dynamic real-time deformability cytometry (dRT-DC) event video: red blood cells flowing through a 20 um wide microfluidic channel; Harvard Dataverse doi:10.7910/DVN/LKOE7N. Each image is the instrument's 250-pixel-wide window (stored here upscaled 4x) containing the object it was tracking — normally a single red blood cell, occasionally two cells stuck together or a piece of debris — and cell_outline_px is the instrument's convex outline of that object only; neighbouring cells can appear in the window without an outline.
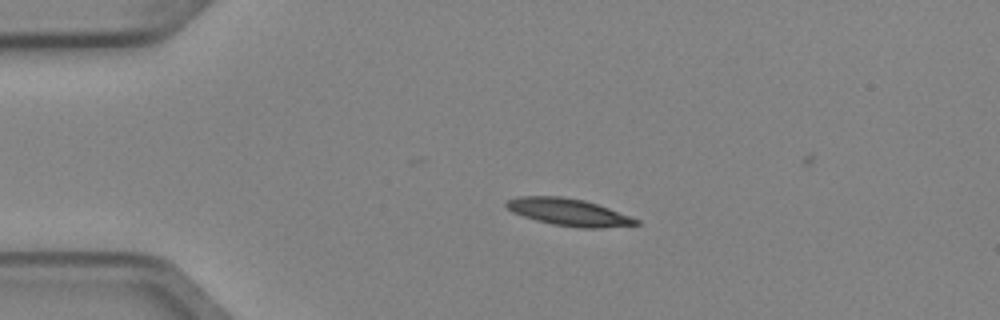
{"species": "Egyptian fruit bat (a non-hibernating species)", "species_latin": "Rousettus aegyptiacus", "temperature_condition": "cold", "stored_images_in_passage": 5, "camera_frame_rate_fps": 3000, "um_per_image_px": 0.085, "animal": {"sex": "female"}, "frame": {"image": 1, "passage_image": 3, "time_ms": 0.667, "image_size_px": [1000, 320], "cell_outline_px": [[640, 224], [600, 228], [576, 228], [552, 224], [536, 220], [512, 212], [504, 204], [508, 200], [520, 196], [560, 196], [584, 200], [608, 208], [640, 220]], "centroid_in_image_um": [48.33, 18.04], "position_along_channel_um": 36.7, "area_um2": 20.35}}